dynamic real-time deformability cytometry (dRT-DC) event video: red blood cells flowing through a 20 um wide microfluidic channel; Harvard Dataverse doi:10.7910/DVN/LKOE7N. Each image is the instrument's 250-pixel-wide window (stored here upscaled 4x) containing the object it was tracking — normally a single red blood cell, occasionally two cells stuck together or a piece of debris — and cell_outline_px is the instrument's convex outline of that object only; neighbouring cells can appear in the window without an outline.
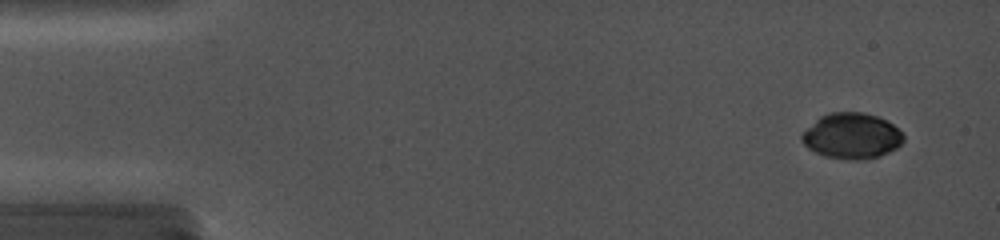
{"species": "common noctule bat (a hibernating species)", "species_latin": "Nyctalus noctula", "temperature_condition": "cold", "stored_images_in_passage": 44, "camera_frame_rate_fps": 5000, "um_per_image_px": 0.085, "animal": {"sex": "female", "body_mass_g": 19.0, "forearm_length_mm": 56.7}, "frame": {"image": 1, "passage_image": 3, "time_ms": 0.8, "image_size_px": [1000, 240], "cell_outline_px": [[904, 140], [896, 148], [880, 156], [860, 160], [852, 160], [824, 156], [808, 148], [800, 140], [800, 136], [820, 116], [828, 112], [864, 112], [888, 120], [904, 136]], "centroid_in_image_um": [72.39, 11.55], "position_along_channel_um": 12.6, "area_um2": 26.99}}
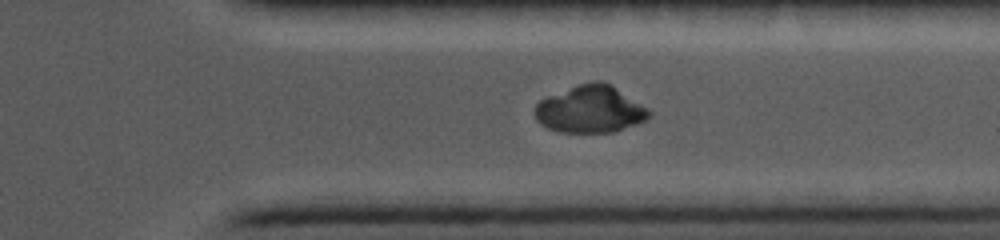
{"frame": {"image": 2, "passage_image": 38, "time_ms": 13.2, "image_size_px": [1000, 240], "cell_outline_px": [[652, 112], [644, 120], [612, 132], [560, 132], [548, 128], [536, 120], [536, 104], [540, 100], [548, 96], [576, 84], [596, 80], [600, 80], [612, 84], [648, 108]], "centroid_in_image_um": [50.17, 9.26], "position_along_channel_um": 361.2, "area_um2": 31.21}}
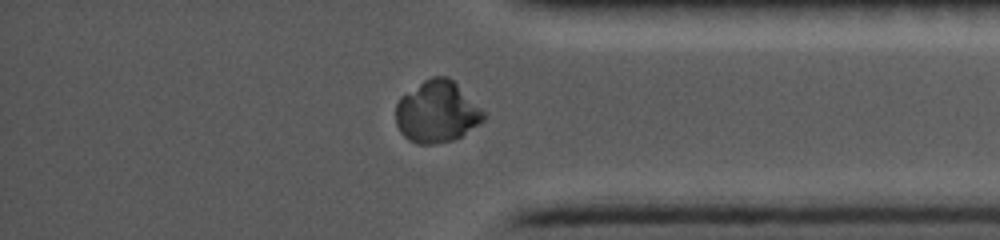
{"frame": {"image": 3, "passage_image": 41, "time_ms": 14.2, "image_size_px": [1000, 240], "cell_outline_px": [[484, 120], [460, 136], [452, 140], [432, 144], [420, 144], [408, 140], [400, 132], [396, 124], [396, 104], [400, 96], [424, 80], [432, 76], [448, 76], [484, 112]], "centroid_in_image_um": [37.08, 9.5], "position_along_channel_um": 398.1, "area_um2": 31.15}}